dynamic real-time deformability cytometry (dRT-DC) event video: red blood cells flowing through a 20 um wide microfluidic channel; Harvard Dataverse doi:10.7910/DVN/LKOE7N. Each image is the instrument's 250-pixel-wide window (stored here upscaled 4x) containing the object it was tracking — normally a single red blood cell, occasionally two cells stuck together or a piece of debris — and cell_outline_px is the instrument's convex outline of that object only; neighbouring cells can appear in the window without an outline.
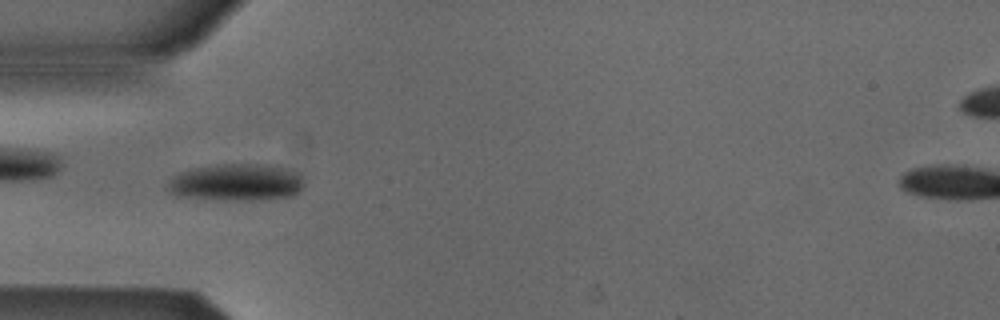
{"species": "Egyptian fruit bat (a non-hibernating species)", "species_latin": "Rousettus aegyptiacus", "temperature_condition": "cold", "stored_images_in_passage": 53, "camera_frame_rate_fps": 3000, "um_per_image_px": 0.085, "animal": {"sex": "male"}, "frame": {"image": 1, "passage_image": 16, "time_ms": 5.0, "image_size_px": [1000, 320], "cell_outline_px": [[304, 184], [300, 192], [292, 196], [252, 200], [224, 200], [176, 196], [164, 188], [172, 176], [192, 168], [216, 164], [268, 164], [288, 168], [300, 172], [304, 176]], "centroid_in_image_um": [20.12, 15.49], "position_along_channel_um": 64.9, "area_um2": 30.11}}
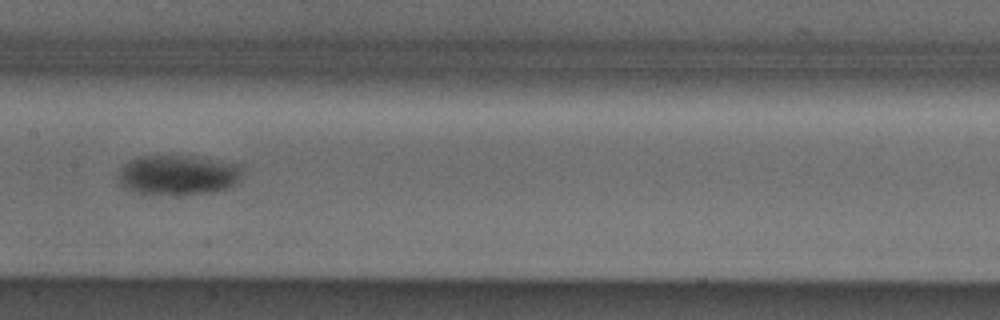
{"frame": {"image": 2, "passage_image": 26, "time_ms": 8.333, "image_size_px": [1000, 320], "cell_outline_px": [[244, 168], [240, 180], [236, 184], [228, 188], [212, 192], [152, 196], [132, 192], [124, 188], [120, 184], [120, 168], [124, 164], [132, 160], [144, 156], [188, 156], [244, 164]], "centroid_in_image_um": [15.17, 14.9], "position_along_channel_um": 192.2, "area_um2": 29.3}}
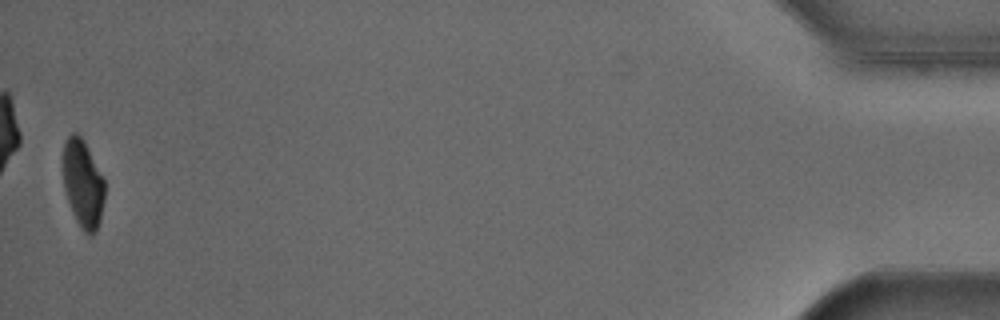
{"frame": {"image": 3, "passage_image": 52, "time_ms": 17.0, "image_size_px": [1000, 320], "cell_outline_px": [[104, 200], [100, 220], [96, 232], [92, 236], [88, 236], [80, 228], [76, 220], [68, 200], [64, 188], [64, 144], [68, 136], [72, 132], [76, 132], [84, 140], [104, 180]], "centroid_in_image_um": [7.06, 15.65], "position_along_channel_um": 428.1, "area_um2": 21.1}, "authors_computed_cell_mechanics": {"area_um2": 25.8366, "velocity_mm_per_s": 3.8467, "shape_relaxation_time_tau1_ms": 3.6947, "shape_relaxation_time_tau2_ms": null, "deformation_change_tau1": 0.1129, "deformation_change_tau2": null}}